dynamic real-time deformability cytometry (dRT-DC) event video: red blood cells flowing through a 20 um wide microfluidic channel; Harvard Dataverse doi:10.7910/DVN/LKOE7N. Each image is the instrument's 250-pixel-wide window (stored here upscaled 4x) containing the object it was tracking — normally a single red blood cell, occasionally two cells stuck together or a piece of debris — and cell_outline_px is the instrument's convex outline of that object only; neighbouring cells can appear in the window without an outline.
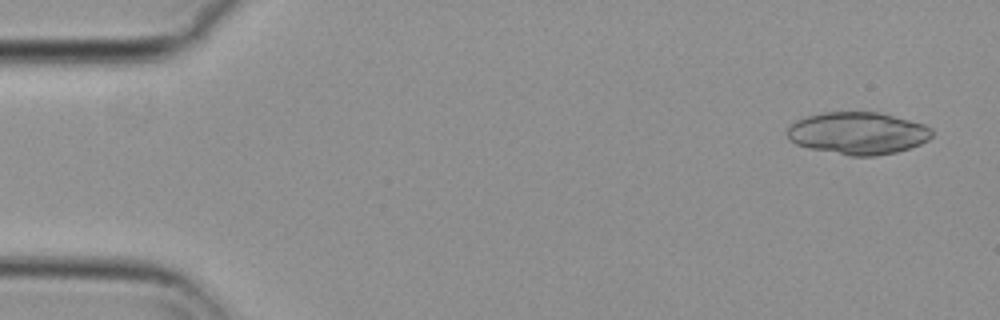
{"species": "common noctule bat (a hibernating species)", "species_latin": "Nyctalus noctula", "temperature_condition": "cold", "stored_images_in_passage": 55, "segment_of_instrument_passage": [1, 2], "camera_frame_rate_fps": 3000, "um_per_image_px": 0.085, "animal": {"sex": "female", "body_mass_g": 29.2, "forearm_length_mm": 56.3}, "frame": {"image": 1, "passage_image": 3, "time_ms": 0.667, "image_size_px": [1000, 320], "cell_outline_px": [[932, 136], [928, 140], [920, 144], [896, 152], [876, 156], [852, 156], [808, 148], [796, 144], [788, 140], [788, 128], [796, 120], [808, 116], [824, 112], [880, 112], [924, 124], [932, 128]], "centroid_in_image_um": [72.92, 11.32], "position_along_channel_um": 12.1, "area_um2": 35.66}}